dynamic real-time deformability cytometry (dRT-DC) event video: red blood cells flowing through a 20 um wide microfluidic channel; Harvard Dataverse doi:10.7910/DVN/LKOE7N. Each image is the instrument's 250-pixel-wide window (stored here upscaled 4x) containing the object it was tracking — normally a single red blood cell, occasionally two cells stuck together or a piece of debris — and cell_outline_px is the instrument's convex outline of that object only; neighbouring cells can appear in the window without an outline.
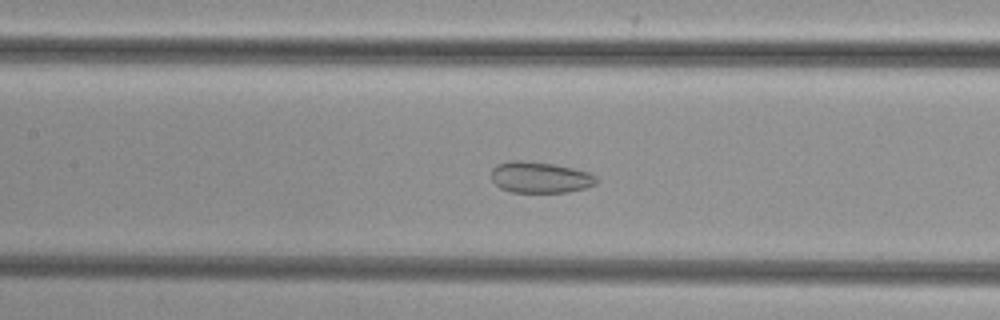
{"species": "common noctule bat (a hibernating species)", "species_latin": "Nyctalus noctula", "temperature_condition": "cold", "stored_images_in_passage": 51, "camera_frame_rate_fps": 3000, "um_per_image_px": 0.085, "animal": {"sex": "female", "body_mass_g": 29.2, "forearm_length_mm": 56.3}, "frame": {"image": 1, "passage_image": 22, "time_ms": 7.0, "image_size_px": [1000, 320], "cell_outline_px": [[596, 184], [584, 188], [568, 192], [512, 192], [500, 188], [492, 180], [492, 168], [496, 164], [512, 160], [524, 160], [552, 164], [572, 168], [588, 172], [596, 176]], "centroid_in_image_um": [45.88, 15.07], "position_along_channel_um": 161.5, "area_um2": 19.02}}
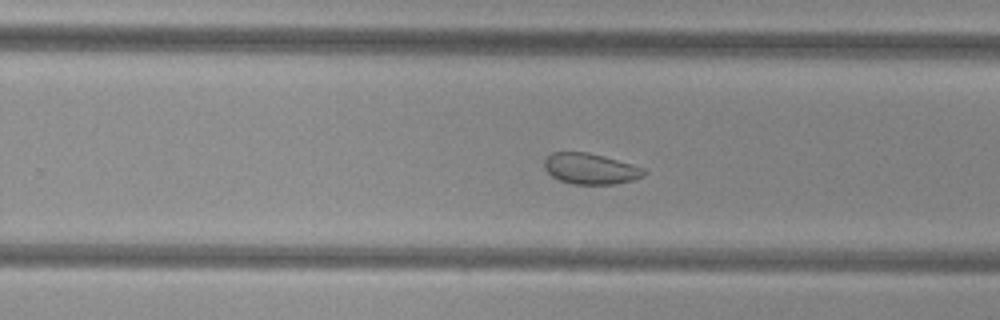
{"frame": {"image": 2, "passage_image": 31, "time_ms": 10.0, "image_size_px": [1000, 320], "cell_outline_px": [[648, 172], [644, 176], [632, 180], [616, 184], [572, 184], [560, 180], [552, 176], [544, 168], [544, 160], [552, 152], [588, 152], [604, 156], [632, 164], [644, 168]], "centroid_in_image_um": [50.2, 14.34], "position_along_channel_um": 279.6, "area_um2": 17.98}}
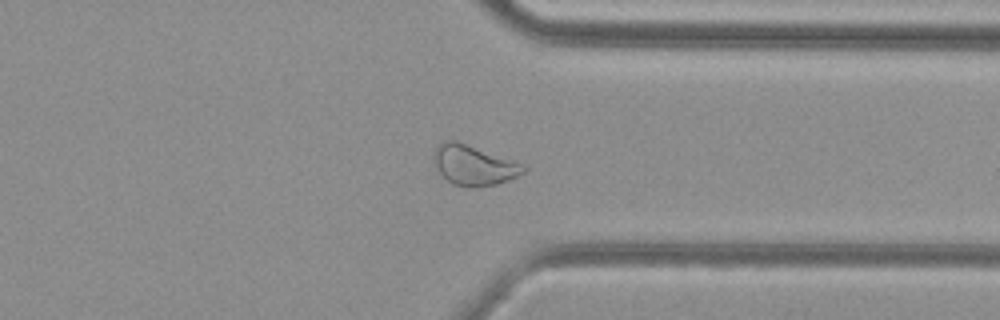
{"frame": {"image": 3, "passage_image": 38, "time_ms": 12.333, "image_size_px": [1000, 320], "cell_outline_px": [[524, 172], [508, 180], [496, 184], [476, 188], [464, 188], [452, 184], [440, 172], [432, 160], [436, 148], [444, 140], [456, 140], [524, 164]], "centroid_in_image_um": [40.25, 14.05], "position_along_channel_um": 371.2, "area_um2": 20.87}}